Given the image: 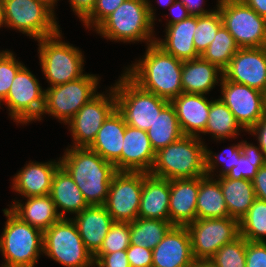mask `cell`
I'll return each mask as SVG.
<instances>
[{"label": "cell", "instance_id": "cell-11", "mask_svg": "<svg viewBox=\"0 0 266 267\" xmlns=\"http://www.w3.org/2000/svg\"><path fill=\"white\" fill-rule=\"evenodd\" d=\"M216 6L239 48L266 47V18L242 0H218Z\"/></svg>", "mask_w": 266, "mask_h": 267}, {"label": "cell", "instance_id": "cell-32", "mask_svg": "<svg viewBox=\"0 0 266 267\" xmlns=\"http://www.w3.org/2000/svg\"><path fill=\"white\" fill-rule=\"evenodd\" d=\"M244 129L237 122L233 113L220 99L211 100L208 121L201 134H210L216 141L235 138Z\"/></svg>", "mask_w": 266, "mask_h": 267}, {"label": "cell", "instance_id": "cell-3", "mask_svg": "<svg viewBox=\"0 0 266 267\" xmlns=\"http://www.w3.org/2000/svg\"><path fill=\"white\" fill-rule=\"evenodd\" d=\"M154 10L149 0H124L94 31L110 41L153 44Z\"/></svg>", "mask_w": 266, "mask_h": 267}, {"label": "cell", "instance_id": "cell-47", "mask_svg": "<svg viewBox=\"0 0 266 267\" xmlns=\"http://www.w3.org/2000/svg\"><path fill=\"white\" fill-rule=\"evenodd\" d=\"M73 12L83 21L94 9L96 0H69Z\"/></svg>", "mask_w": 266, "mask_h": 267}, {"label": "cell", "instance_id": "cell-48", "mask_svg": "<svg viewBox=\"0 0 266 267\" xmlns=\"http://www.w3.org/2000/svg\"><path fill=\"white\" fill-rule=\"evenodd\" d=\"M256 198L266 201V164L258 169L252 179Z\"/></svg>", "mask_w": 266, "mask_h": 267}, {"label": "cell", "instance_id": "cell-42", "mask_svg": "<svg viewBox=\"0 0 266 267\" xmlns=\"http://www.w3.org/2000/svg\"><path fill=\"white\" fill-rule=\"evenodd\" d=\"M10 50L0 51V104L6 99L12 81L24 65Z\"/></svg>", "mask_w": 266, "mask_h": 267}, {"label": "cell", "instance_id": "cell-38", "mask_svg": "<svg viewBox=\"0 0 266 267\" xmlns=\"http://www.w3.org/2000/svg\"><path fill=\"white\" fill-rule=\"evenodd\" d=\"M222 25V17L217 7L211 13L197 16V26L193 41L194 47L200 56L214 40L218 29Z\"/></svg>", "mask_w": 266, "mask_h": 267}, {"label": "cell", "instance_id": "cell-10", "mask_svg": "<svg viewBox=\"0 0 266 267\" xmlns=\"http://www.w3.org/2000/svg\"><path fill=\"white\" fill-rule=\"evenodd\" d=\"M99 76L86 74L76 80L45 89L44 108L40 117L49 114L60 123H67L79 109L99 92Z\"/></svg>", "mask_w": 266, "mask_h": 267}, {"label": "cell", "instance_id": "cell-50", "mask_svg": "<svg viewBox=\"0 0 266 267\" xmlns=\"http://www.w3.org/2000/svg\"><path fill=\"white\" fill-rule=\"evenodd\" d=\"M248 133L257 137L259 143L258 146L266 156V113L258 123L248 131Z\"/></svg>", "mask_w": 266, "mask_h": 267}, {"label": "cell", "instance_id": "cell-54", "mask_svg": "<svg viewBox=\"0 0 266 267\" xmlns=\"http://www.w3.org/2000/svg\"><path fill=\"white\" fill-rule=\"evenodd\" d=\"M157 3L163 5V6H171L176 0H156Z\"/></svg>", "mask_w": 266, "mask_h": 267}, {"label": "cell", "instance_id": "cell-26", "mask_svg": "<svg viewBox=\"0 0 266 267\" xmlns=\"http://www.w3.org/2000/svg\"><path fill=\"white\" fill-rule=\"evenodd\" d=\"M197 26V16L165 26V39L156 38L155 43L166 53L181 61L197 59L200 55L194 47L193 35Z\"/></svg>", "mask_w": 266, "mask_h": 267}, {"label": "cell", "instance_id": "cell-37", "mask_svg": "<svg viewBox=\"0 0 266 267\" xmlns=\"http://www.w3.org/2000/svg\"><path fill=\"white\" fill-rule=\"evenodd\" d=\"M241 157L237 160L236 166L225 175L232 179L252 180L258 169L266 164V156L259 146L247 141L240 142Z\"/></svg>", "mask_w": 266, "mask_h": 267}, {"label": "cell", "instance_id": "cell-5", "mask_svg": "<svg viewBox=\"0 0 266 267\" xmlns=\"http://www.w3.org/2000/svg\"><path fill=\"white\" fill-rule=\"evenodd\" d=\"M7 217L0 235L1 267H35L43 254V231L23 222L10 209H3Z\"/></svg>", "mask_w": 266, "mask_h": 267}, {"label": "cell", "instance_id": "cell-55", "mask_svg": "<svg viewBox=\"0 0 266 267\" xmlns=\"http://www.w3.org/2000/svg\"><path fill=\"white\" fill-rule=\"evenodd\" d=\"M4 26V19H3V1L0 0V28Z\"/></svg>", "mask_w": 266, "mask_h": 267}, {"label": "cell", "instance_id": "cell-46", "mask_svg": "<svg viewBox=\"0 0 266 267\" xmlns=\"http://www.w3.org/2000/svg\"><path fill=\"white\" fill-rule=\"evenodd\" d=\"M131 267H152V250L141 246L130 245L126 249Z\"/></svg>", "mask_w": 266, "mask_h": 267}, {"label": "cell", "instance_id": "cell-1", "mask_svg": "<svg viewBox=\"0 0 266 267\" xmlns=\"http://www.w3.org/2000/svg\"><path fill=\"white\" fill-rule=\"evenodd\" d=\"M182 66L183 61L153 43L147 45L142 59L126 67L124 73L143 90L171 101L183 93Z\"/></svg>", "mask_w": 266, "mask_h": 267}, {"label": "cell", "instance_id": "cell-9", "mask_svg": "<svg viewBox=\"0 0 266 267\" xmlns=\"http://www.w3.org/2000/svg\"><path fill=\"white\" fill-rule=\"evenodd\" d=\"M43 254L65 267H95L72 218H61L43 231Z\"/></svg>", "mask_w": 266, "mask_h": 267}, {"label": "cell", "instance_id": "cell-7", "mask_svg": "<svg viewBox=\"0 0 266 267\" xmlns=\"http://www.w3.org/2000/svg\"><path fill=\"white\" fill-rule=\"evenodd\" d=\"M116 109L127 125L147 131L157 115L170 102L151 92L143 90L125 73L113 86Z\"/></svg>", "mask_w": 266, "mask_h": 267}, {"label": "cell", "instance_id": "cell-36", "mask_svg": "<svg viewBox=\"0 0 266 267\" xmlns=\"http://www.w3.org/2000/svg\"><path fill=\"white\" fill-rule=\"evenodd\" d=\"M239 234L250 242H266V201L256 198L239 220Z\"/></svg>", "mask_w": 266, "mask_h": 267}, {"label": "cell", "instance_id": "cell-41", "mask_svg": "<svg viewBox=\"0 0 266 267\" xmlns=\"http://www.w3.org/2000/svg\"><path fill=\"white\" fill-rule=\"evenodd\" d=\"M130 246V222L114 221L97 253H113Z\"/></svg>", "mask_w": 266, "mask_h": 267}, {"label": "cell", "instance_id": "cell-21", "mask_svg": "<svg viewBox=\"0 0 266 267\" xmlns=\"http://www.w3.org/2000/svg\"><path fill=\"white\" fill-rule=\"evenodd\" d=\"M170 103L174 106L178 123L183 135L198 136L205 130L211 100L204 94L182 93L173 98Z\"/></svg>", "mask_w": 266, "mask_h": 267}, {"label": "cell", "instance_id": "cell-56", "mask_svg": "<svg viewBox=\"0 0 266 267\" xmlns=\"http://www.w3.org/2000/svg\"><path fill=\"white\" fill-rule=\"evenodd\" d=\"M46 1L53 9H55V4L59 1V0H44Z\"/></svg>", "mask_w": 266, "mask_h": 267}, {"label": "cell", "instance_id": "cell-30", "mask_svg": "<svg viewBox=\"0 0 266 267\" xmlns=\"http://www.w3.org/2000/svg\"><path fill=\"white\" fill-rule=\"evenodd\" d=\"M229 217L238 221L247 213L256 199L252 180L217 177Z\"/></svg>", "mask_w": 266, "mask_h": 267}, {"label": "cell", "instance_id": "cell-13", "mask_svg": "<svg viewBox=\"0 0 266 267\" xmlns=\"http://www.w3.org/2000/svg\"><path fill=\"white\" fill-rule=\"evenodd\" d=\"M194 259H211L225 244L240 236L239 221L232 217L198 219L186 225Z\"/></svg>", "mask_w": 266, "mask_h": 267}, {"label": "cell", "instance_id": "cell-28", "mask_svg": "<svg viewBox=\"0 0 266 267\" xmlns=\"http://www.w3.org/2000/svg\"><path fill=\"white\" fill-rule=\"evenodd\" d=\"M222 76V70L201 57L183 61L181 73L183 92L206 95L221 82Z\"/></svg>", "mask_w": 266, "mask_h": 267}, {"label": "cell", "instance_id": "cell-6", "mask_svg": "<svg viewBox=\"0 0 266 267\" xmlns=\"http://www.w3.org/2000/svg\"><path fill=\"white\" fill-rule=\"evenodd\" d=\"M60 31L62 30L37 40L39 63L50 87L65 84L84 75V54L78 47L62 41L63 35Z\"/></svg>", "mask_w": 266, "mask_h": 267}, {"label": "cell", "instance_id": "cell-22", "mask_svg": "<svg viewBox=\"0 0 266 267\" xmlns=\"http://www.w3.org/2000/svg\"><path fill=\"white\" fill-rule=\"evenodd\" d=\"M74 216L72 220L79 235L87 250L94 256L100 250L114 220L104 205L88 206Z\"/></svg>", "mask_w": 266, "mask_h": 267}, {"label": "cell", "instance_id": "cell-31", "mask_svg": "<svg viewBox=\"0 0 266 267\" xmlns=\"http://www.w3.org/2000/svg\"><path fill=\"white\" fill-rule=\"evenodd\" d=\"M196 210L198 219L229 217L217 178L208 175L199 177Z\"/></svg>", "mask_w": 266, "mask_h": 267}, {"label": "cell", "instance_id": "cell-12", "mask_svg": "<svg viewBox=\"0 0 266 267\" xmlns=\"http://www.w3.org/2000/svg\"><path fill=\"white\" fill-rule=\"evenodd\" d=\"M45 89L36 76L23 65L15 75L8 95L3 101L14 122L26 125L40 121L44 108Z\"/></svg>", "mask_w": 266, "mask_h": 267}, {"label": "cell", "instance_id": "cell-4", "mask_svg": "<svg viewBox=\"0 0 266 267\" xmlns=\"http://www.w3.org/2000/svg\"><path fill=\"white\" fill-rule=\"evenodd\" d=\"M206 145L198 136L183 135L156 152L150 174L168 180L206 175Z\"/></svg>", "mask_w": 266, "mask_h": 267}, {"label": "cell", "instance_id": "cell-34", "mask_svg": "<svg viewBox=\"0 0 266 267\" xmlns=\"http://www.w3.org/2000/svg\"><path fill=\"white\" fill-rule=\"evenodd\" d=\"M172 226L170 221L137 218L130 222V245L153 250Z\"/></svg>", "mask_w": 266, "mask_h": 267}, {"label": "cell", "instance_id": "cell-52", "mask_svg": "<svg viewBox=\"0 0 266 267\" xmlns=\"http://www.w3.org/2000/svg\"><path fill=\"white\" fill-rule=\"evenodd\" d=\"M260 16L266 18V0H242Z\"/></svg>", "mask_w": 266, "mask_h": 267}, {"label": "cell", "instance_id": "cell-43", "mask_svg": "<svg viewBox=\"0 0 266 267\" xmlns=\"http://www.w3.org/2000/svg\"><path fill=\"white\" fill-rule=\"evenodd\" d=\"M124 0H96L92 12L82 21L88 29H96L110 14H112Z\"/></svg>", "mask_w": 266, "mask_h": 267}, {"label": "cell", "instance_id": "cell-35", "mask_svg": "<svg viewBox=\"0 0 266 267\" xmlns=\"http://www.w3.org/2000/svg\"><path fill=\"white\" fill-rule=\"evenodd\" d=\"M239 47L233 36L222 25L211 44L206 48L200 56L203 60L216 65L220 70L224 71L230 64Z\"/></svg>", "mask_w": 266, "mask_h": 267}, {"label": "cell", "instance_id": "cell-29", "mask_svg": "<svg viewBox=\"0 0 266 267\" xmlns=\"http://www.w3.org/2000/svg\"><path fill=\"white\" fill-rule=\"evenodd\" d=\"M14 200L9 209L23 222L42 231L61 219L50 195L27 197L25 204Z\"/></svg>", "mask_w": 266, "mask_h": 267}, {"label": "cell", "instance_id": "cell-39", "mask_svg": "<svg viewBox=\"0 0 266 267\" xmlns=\"http://www.w3.org/2000/svg\"><path fill=\"white\" fill-rule=\"evenodd\" d=\"M247 240L241 236L223 245L210 259L216 267H246Z\"/></svg>", "mask_w": 266, "mask_h": 267}, {"label": "cell", "instance_id": "cell-8", "mask_svg": "<svg viewBox=\"0 0 266 267\" xmlns=\"http://www.w3.org/2000/svg\"><path fill=\"white\" fill-rule=\"evenodd\" d=\"M4 26L34 40L52 36L60 30L54 9L44 0H2Z\"/></svg>", "mask_w": 266, "mask_h": 267}, {"label": "cell", "instance_id": "cell-49", "mask_svg": "<svg viewBox=\"0 0 266 267\" xmlns=\"http://www.w3.org/2000/svg\"><path fill=\"white\" fill-rule=\"evenodd\" d=\"M168 10L170 12L169 15H172V17L167 20L166 26L180 22L190 16L188 9L180 0H176Z\"/></svg>", "mask_w": 266, "mask_h": 267}, {"label": "cell", "instance_id": "cell-24", "mask_svg": "<svg viewBox=\"0 0 266 267\" xmlns=\"http://www.w3.org/2000/svg\"><path fill=\"white\" fill-rule=\"evenodd\" d=\"M170 180L143 172L138 218L170 221Z\"/></svg>", "mask_w": 266, "mask_h": 267}, {"label": "cell", "instance_id": "cell-25", "mask_svg": "<svg viewBox=\"0 0 266 267\" xmlns=\"http://www.w3.org/2000/svg\"><path fill=\"white\" fill-rule=\"evenodd\" d=\"M126 125L123 116L115 109L104 121L95 140L89 146L104 160L112 163L116 171H120V156Z\"/></svg>", "mask_w": 266, "mask_h": 267}, {"label": "cell", "instance_id": "cell-18", "mask_svg": "<svg viewBox=\"0 0 266 267\" xmlns=\"http://www.w3.org/2000/svg\"><path fill=\"white\" fill-rule=\"evenodd\" d=\"M193 260L186 226L173 225L152 250V267H189Z\"/></svg>", "mask_w": 266, "mask_h": 267}, {"label": "cell", "instance_id": "cell-19", "mask_svg": "<svg viewBox=\"0 0 266 267\" xmlns=\"http://www.w3.org/2000/svg\"><path fill=\"white\" fill-rule=\"evenodd\" d=\"M120 156V171L150 173L156 152L145 130L126 125Z\"/></svg>", "mask_w": 266, "mask_h": 267}, {"label": "cell", "instance_id": "cell-33", "mask_svg": "<svg viewBox=\"0 0 266 267\" xmlns=\"http://www.w3.org/2000/svg\"><path fill=\"white\" fill-rule=\"evenodd\" d=\"M146 132L155 152L183 136L175 108L170 102L161 110Z\"/></svg>", "mask_w": 266, "mask_h": 267}, {"label": "cell", "instance_id": "cell-44", "mask_svg": "<svg viewBox=\"0 0 266 267\" xmlns=\"http://www.w3.org/2000/svg\"><path fill=\"white\" fill-rule=\"evenodd\" d=\"M93 259L95 267H131L126 250L113 253H96Z\"/></svg>", "mask_w": 266, "mask_h": 267}, {"label": "cell", "instance_id": "cell-23", "mask_svg": "<svg viewBox=\"0 0 266 267\" xmlns=\"http://www.w3.org/2000/svg\"><path fill=\"white\" fill-rule=\"evenodd\" d=\"M199 177L170 180L169 214L170 222L186 226L197 218V195Z\"/></svg>", "mask_w": 266, "mask_h": 267}, {"label": "cell", "instance_id": "cell-15", "mask_svg": "<svg viewBox=\"0 0 266 267\" xmlns=\"http://www.w3.org/2000/svg\"><path fill=\"white\" fill-rule=\"evenodd\" d=\"M142 186L143 172L117 171L113 175L104 206L114 221L138 218Z\"/></svg>", "mask_w": 266, "mask_h": 267}, {"label": "cell", "instance_id": "cell-20", "mask_svg": "<svg viewBox=\"0 0 266 267\" xmlns=\"http://www.w3.org/2000/svg\"><path fill=\"white\" fill-rule=\"evenodd\" d=\"M60 166V158L49 162L30 161L14 175L12 190L22 198L49 195L53 176Z\"/></svg>", "mask_w": 266, "mask_h": 267}, {"label": "cell", "instance_id": "cell-53", "mask_svg": "<svg viewBox=\"0 0 266 267\" xmlns=\"http://www.w3.org/2000/svg\"><path fill=\"white\" fill-rule=\"evenodd\" d=\"M189 267H216L210 259H194Z\"/></svg>", "mask_w": 266, "mask_h": 267}, {"label": "cell", "instance_id": "cell-51", "mask_svg": "<svg viewBox=\"0 0 266 267\" xmlns=\"http://www.w3.org/2000/svg\"><path fill=\"white\" fill-rule=\"evenodd\" d=\"M188 9L190 15L201 16L211 13L213 10H206L202 6L204 5V0H180ZM203 4V5H202Z\"/></svg>", "mask_w": 266, "mask_h": 267}, {"label": "cell", "instance_id": "cell-45", "mask_svg": "<svg viewBox=\"0 0 266 267\" xmlns=\"http://www.w3.org/2000/svg\"><path fill=\"white\" fill-rule=\"evenodd\" d=\"M246 267H266V242L246 244Z\"/></svg>", "mask_w": 266, "mask_h": 267}, {"label": "cell", "instance_id": "cell-2", "mask_svg": "<svg viewBox=\"0 0 266 267\" xmlns=\"http://www.w3.org/2000/svg\"><path fill=\"white\" fill-rule=\"evenodd\" d=\"M60 157V165L70 174L89 206L104 205L111 179L117 172L89 147L69 146Z\"/></svg>", "mask_w": 266, "mask_h": 267}, {"label": "cell", "instance_id": "cell-17", "mask_svg": "<svg viewBox=\"0 0 266 267\" xmlns=\"http://www.w3.org/2000/svg\"><path fill=\"white\" fill-rule=\"evenodd\" d=\"M223 76L266 94V47L239 48Z\"/></svg>", "mask_w": 266, "mask_h": 267}, {"label": "cell", "instance_id": "cell-14", "mask_svg": "<svg viewBox=\"0 0 266 267\" xmlns=\"http://www.w3.org/2000/svg\"><path fill=\"white\" fill-rule=\"evenodd\" d=\"M108 93H98L85 103L66 125L72 135L71 147H89L107 117L116 109V96L113 86ZM104 93V94H103Z\"/></svg>", "mask_w": 266, "mask_h": 267}, {"label": "cell", "instance_id": "cell-40", "mask_svg": "<svg viewBox=\"0 0 266 267\" xmlns=\"http://www.w3.org/2000/svg\"><path fill=\"white\" fill-rule=\"evenodd\" d=\"M222 153L224 154V156L220 154H214L211 150H208L206 146V175L214 177V171H216V169L218 170L217 167H219V164L223 167L220 169V171H218L219 174L215 177L225 176L231 170V168L235 167L237 160L241 157L242 154L240 141L238 144L236 143L235 145L233 144L231 147H228L226 151L223 150Z\"/></svg>", "mask_w": 266, "mask_h": 267}, {"label": "cell", "instance_id": "cell-27", "mask_svg": "<svg viewBox=\"0 0 266 267\" xmlns=\"http://www.w3.org/2000/svg\"><path fill=\"white\" fill-rule=\"evenodd\" d=\"M50 197L61 218L78 214L89 205L70 174L60 166L53 176Z\"/></svg>", "mask_w": 266, "mask_h": 267}, {"label": "cell", "instance_id": "cell-16", "mask_svg": "<svg viewBox=\"0 0 266 267\" xmlns=\"http://www.w3.org/2000/svg\"><path fill=\"white\" fill-rule=\"evenodd\" d=\"M220 99L248 132L266 113L265 93L247 85L231 82L222 76Z\"/></svg>", "mask_w": 266, "mask_h": 267}]
</instances>
